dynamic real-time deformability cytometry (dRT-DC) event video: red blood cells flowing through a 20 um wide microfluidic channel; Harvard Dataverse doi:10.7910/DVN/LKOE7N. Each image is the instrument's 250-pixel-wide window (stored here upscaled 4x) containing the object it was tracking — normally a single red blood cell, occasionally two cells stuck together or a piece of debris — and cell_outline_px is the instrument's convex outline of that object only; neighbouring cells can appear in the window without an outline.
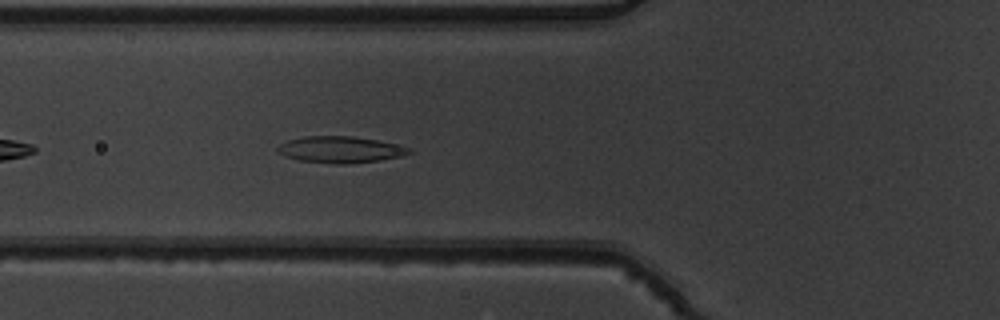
{"species": "common noctule bat (a hibernating species)", "species_latin": "Nyctalus noctula", "temperature_condition": "warm", "stored_images_in_passage": 39, "camera_frame_rate_fps": 3000, "um_per_image_px": 0.085, "animal": {"sex": "male", "body_mass_g": 19.5, "forearm_length_mm": 54.6}, "frame": {"image": 1, "passage_image": 6, "time_ms": 1.667, "image_size_px": [1000, 320], "cell_outline_px": [[412, 152], [400, 156], [380, 160], [348, 164], [332, 164], [300, 160], [284, 156], [276, 152], [276, 148], [280, 144], [288, 140], [304, 136], [352, 136], [376, 140], [412, 148]], "centroid_in_image_um": [28.89, 12.72], "position_along_channel_um": 96.9, "area_um2": 20.29}}
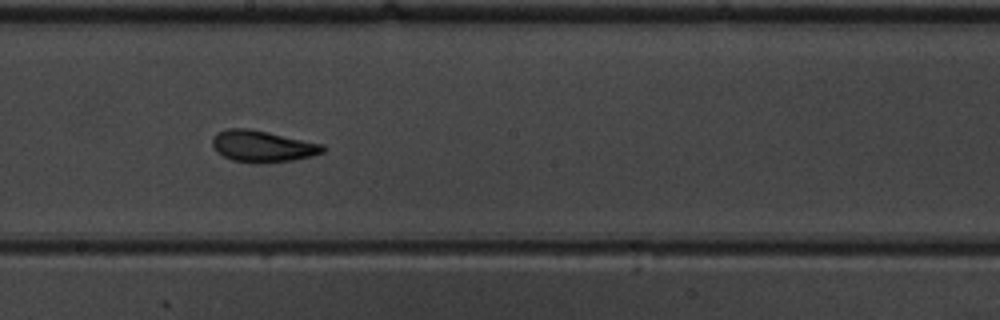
{"frame": {"image": 2, "passage_image": 16, "time_ms": 5.0, "image_size_px": [1000, 320], "cell_outline_px": [[328, 148], [324, 152], [312, 156], [292, 160], [264, 164], [256, 164], [232, 160], [216, 152], [212, 144], [212, 140], [216, 132], [228, 128], [248, 128], [268, 132], [324, 144]], "centroid_in_image_um": [22.33, 12.44], "position_along_channel_um": 225.9, "area_um2": 20.63}}
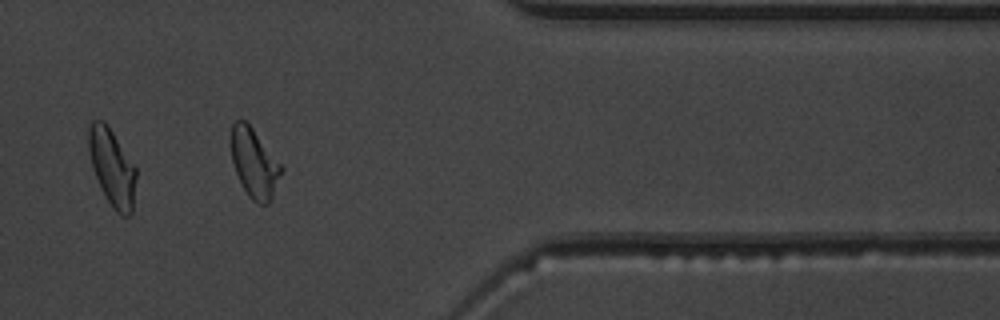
{"frame": {"image": 3, "passage_image": 30, "time_ms": 9.667, "image_size_px": [1000, 320], "cell_outline_px": [[284, 168], [272, 200], [268, 204], [260, 204], [252, 200], [248, 196], [236, 172], [232, 160], [228, 140], [232, 124], [236, 120], [244, 120], [252, 128]], "centroid_in_image_um": [21.6, 13.86], "position_along_channel_um": 389.8, "area_um2": 20.4}, "authors_computed_cell_mechanics": {"area_um2": 19.8254, "velocity_mm_per_s": 3.8689, "shape_relaxation_time_tau1_ms": 5.4158, "shape_relaxation_time_tau2_ms": 1.9958, "deformation_change_tau1": 0.1597, "deformation_change_tau2": 0.0973}}